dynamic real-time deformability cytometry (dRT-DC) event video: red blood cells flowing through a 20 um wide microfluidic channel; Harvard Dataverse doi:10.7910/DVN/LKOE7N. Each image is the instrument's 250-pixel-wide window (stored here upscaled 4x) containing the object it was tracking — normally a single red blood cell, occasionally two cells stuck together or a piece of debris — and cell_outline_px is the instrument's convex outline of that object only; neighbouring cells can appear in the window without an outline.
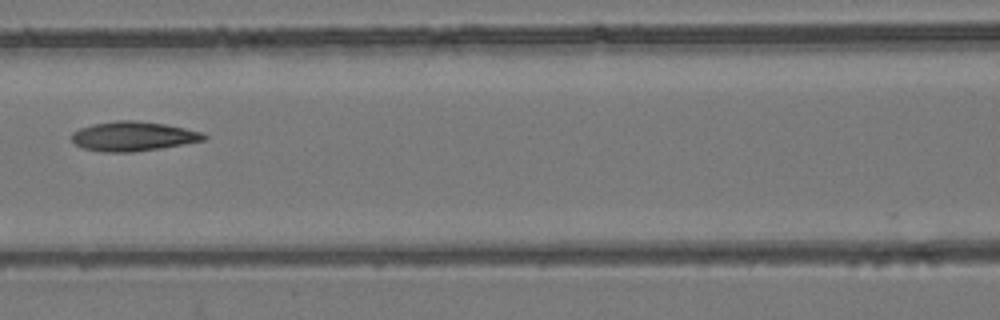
{"species": "common noctule bat (a hibernating species)", "species_latin": "Nyctalus noctula", "temperature_condition": "room temperature", "stored_images_in_passage": 4, "camera_frame_rate_fps": 3000, "um_per_image_px": 0.085, "animal": {"sex": "female", "body_mass_g": 24.6, "forearm_length_mm": 56.2}, "frame": {"image": 1, "passage_image": 4, "time_ms": 1.0, "image_size_px": [1000, 320], "cell_outline_px": [[208, 136], [204, 140], [160, 148], [132, 152], [104, 152], [84, 148], [76, 144], [72, 140], [72, 132], [80, 128], [92, 124], [116, 120], [132, 120], [164, 124], [184, 128], [200, 132]], "centroid_in_image_um": [11.28, 11.58], "position_along_channel_um": 155.3, "area_um2": 22.43}}